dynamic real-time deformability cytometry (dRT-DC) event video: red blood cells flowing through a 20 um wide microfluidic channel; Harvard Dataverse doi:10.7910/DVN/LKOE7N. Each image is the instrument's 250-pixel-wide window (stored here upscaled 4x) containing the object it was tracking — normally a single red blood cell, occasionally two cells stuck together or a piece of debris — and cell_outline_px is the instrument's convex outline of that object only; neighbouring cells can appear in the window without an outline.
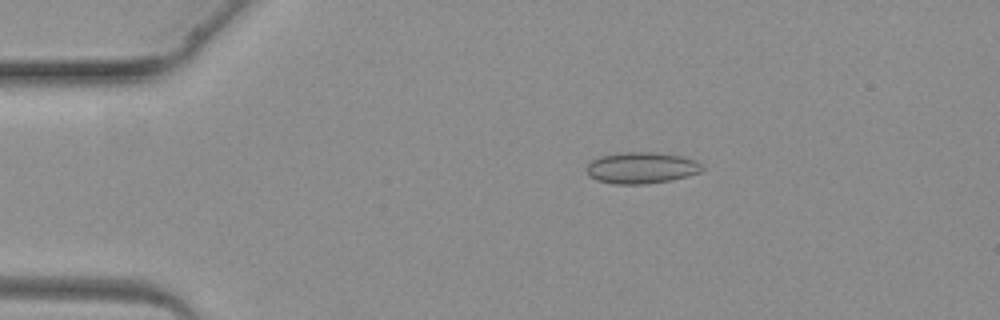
{"species": "common noctule bat (a hibernating species)", "species_latin": "Nyctalus noctula", "temperature_condition": "warm", "stored_images_in_passage": 4, "camera_frame_rate_fps": 3000, "um_per_image_px": 0.085, "animal": {"sex": "female", "body_mass_g": 19.3, "forearm_length_mm": 54.1}, "frame": {"image": 1, "passage_image": 4, "time_ms": 3.333, "image_size_px": [1000, 320], "cell_outline_px": [[704, 168], [700, 172], [672, 180], [644, 184], [612, 184], [596, 180], [588, 176], [588, 164], [592, 160], [604, 156], [624, 152], [652, 152], [680, 156], [692, 160], [700, 164]], "centroid_in_image_um": [54.5, 14.28], "position_along_channel_um": 30.5, "area_um2": 20.81}}